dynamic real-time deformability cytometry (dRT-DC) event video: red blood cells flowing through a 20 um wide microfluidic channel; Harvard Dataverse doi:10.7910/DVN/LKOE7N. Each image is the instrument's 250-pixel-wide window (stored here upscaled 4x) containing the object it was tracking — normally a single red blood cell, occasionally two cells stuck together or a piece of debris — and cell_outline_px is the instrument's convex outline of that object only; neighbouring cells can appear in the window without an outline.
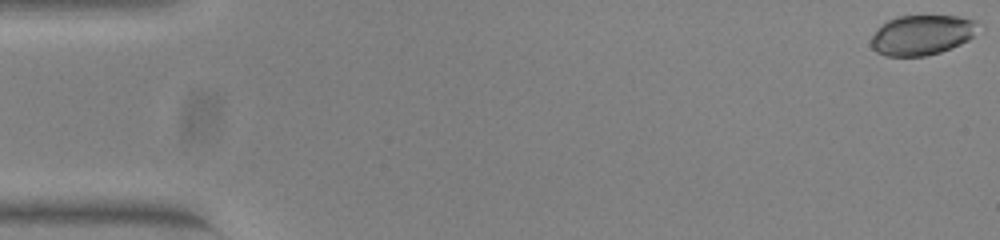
{"species": "common noctule bat (a hibernating species)", "species_latin": "Nyctalus noctula", "temperature_condition": "warm", "stored_images_in_passage": 48, "camera_frame_rate_fps": 3000, "um_per_image_px": 0.085, "animal": {"sex": "female", "body_mass_g": 23.0, "forearm_length_mm": 53.4}, "frame": {"image": 1, "passage_image": 1, "time_ms": 0.0, "image_size_px": [1000, 240], "cell_outline_px": [[972, 36], [968, 40], [952, 48], [940, 52], [924, 56], [884, 56], [876, 52], [872, 48], [872, 36], [880, 24], [896, 16], [956, 16], [972, 20]], "centroid_in_image_um": [78.24, 2.99], "position_along_channel_um": 6.8, "area_um2": 24.45}}
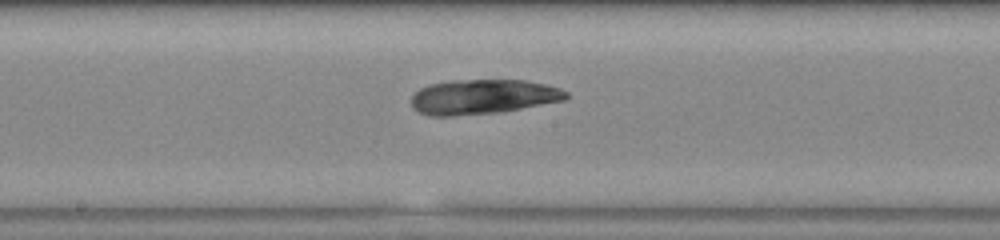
{"frame": {"image": 2, "passage_image": 28, "time_ms": 9.0, "image_size_px": [1000, 240], "cell_outline_px": [[568, 96], [564, 100], [500, 112], [456, 116], [428, 116], [412, 108], [412, 96], [420, 88], [428, 84], [452, 80], [528, 80], [560, 88], [568, 92]], "centroid_in_image_um": [41.03, 8.22], "position_along_channel_um": 207.2, "area_um2": 31.44}}
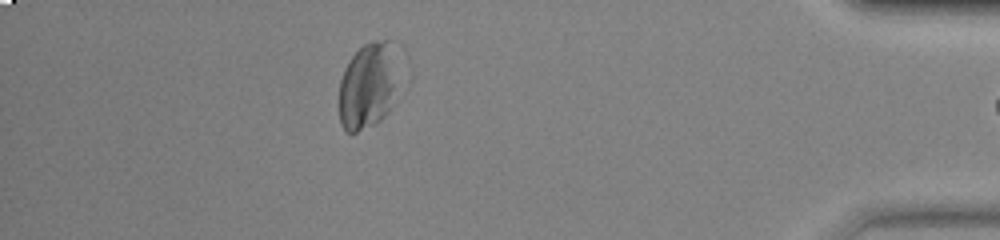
{"frame": {"image": 3, "passage_image": 47, "time_ms": 15.333, "image_size_px": [1000, 240], "cell_outline_px": [[396, 88], [388, 112], [376, 124], [356, 132], [348, 132], [340, 124], [340, 80], [344, 68], [348, 60], [364, 44], [372, 40], [388, 40]], "centroid_in_image_um": [31.18, 7.36], "position_along_channel_um": 404.0, "area_um2": 28.78}}